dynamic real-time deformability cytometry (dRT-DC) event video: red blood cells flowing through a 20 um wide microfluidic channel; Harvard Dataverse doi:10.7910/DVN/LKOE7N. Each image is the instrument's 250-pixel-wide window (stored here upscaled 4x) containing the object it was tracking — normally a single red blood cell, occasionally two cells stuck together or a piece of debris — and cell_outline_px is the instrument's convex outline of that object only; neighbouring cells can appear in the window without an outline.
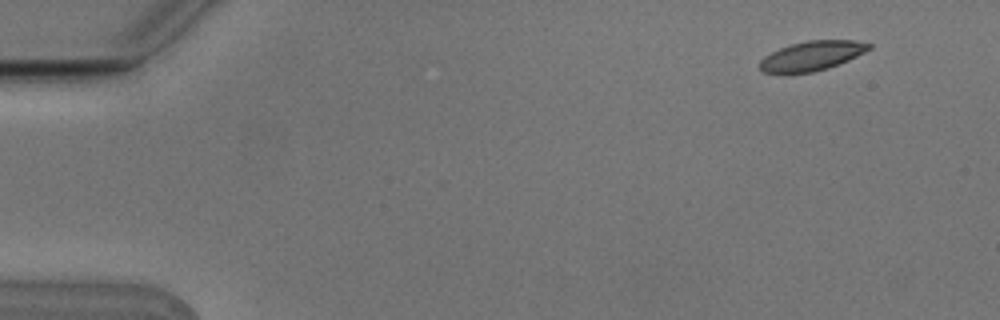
{"species": "Egyptian fruit bat (a non-hibernating species)", "species_latin": "Rousettus aegyptiacus", "temperature_condition": "cold", "stored_images_in_passage": 2, "camera_frame_rate_fps": 3000, "um_per_image_px": 0.085, "animal": {"sex": "male"}, "frame": {"image": 1, "passage_image": 1, "time_ms": 0.0, "image_size_px": [1000, 320], "cell_outline_px": [[872, 48], [848, 60], [828, 68], [812, 72], [784, 76], [764, 72], [760, 68], [760, 60], [764, 56], [780, 48], [792, 44], [808, 40], [856, 40], [872, 44]], "centroid_in_image_um": [68.97, 4.78], "position_along_channel_um": 16.0, "area_um2": 19.13}}